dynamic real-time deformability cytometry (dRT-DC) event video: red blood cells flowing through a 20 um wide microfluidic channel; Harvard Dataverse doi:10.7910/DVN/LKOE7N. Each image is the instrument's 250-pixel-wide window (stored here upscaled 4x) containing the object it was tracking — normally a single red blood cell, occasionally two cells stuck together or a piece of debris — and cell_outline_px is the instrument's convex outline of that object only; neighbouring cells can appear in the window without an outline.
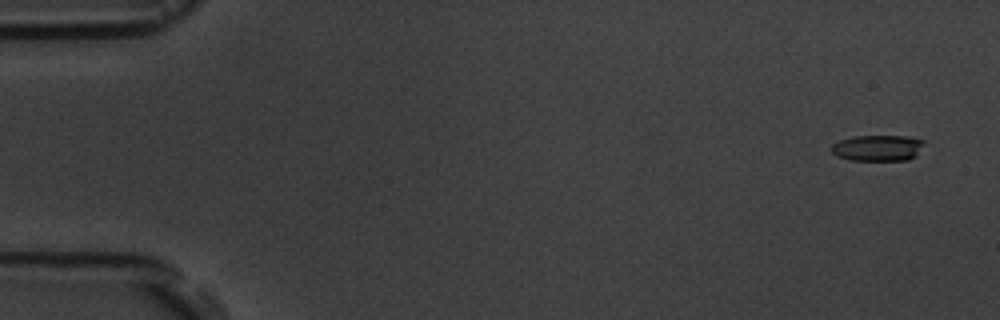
{"species": "common noctule bat (a hibernating species)", "species_latin": "Nyctalus noctula", "temperature_condition": "room temperature", "stored_images_in_passage": 4, "camera_frame_rate_fps": 3000, "um_per_image_px": 0.085, "animal": {"sex": "male", "body_mass_g": 19.5, "forearm_length_mm": 54.6}, "frame": {"image": 1, "passage_image": 4, "time_ms": 4.333, "image_size_px": [1000, 320], "cell_outline_px": [[924, 144], [916, 156], [908, 160], [852, 160], [836, 156], [832, 152], [832, 144], [840, 140], [852, 136], [904, 136], [924, 140]], "centroid_in_image_um": [74.61, 12.57], "position_along_channel_um": 10.4, "area_um2": 14.05}}